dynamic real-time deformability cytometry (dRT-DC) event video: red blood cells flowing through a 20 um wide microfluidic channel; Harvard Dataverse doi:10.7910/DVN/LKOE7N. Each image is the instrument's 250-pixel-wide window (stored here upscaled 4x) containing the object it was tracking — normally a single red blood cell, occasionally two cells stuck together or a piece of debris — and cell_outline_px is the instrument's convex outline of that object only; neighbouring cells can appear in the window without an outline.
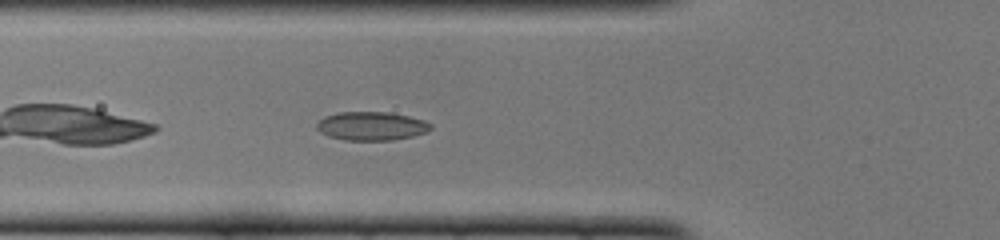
{"species": "common noctule bat (a hibernating species)", "species_latin": "Nyctalus noctula", "temperature_condition": "cold", "stored_images_in_passage": 36, "camera_frame_rate_fps": 3000, "um_per_image_px": 0.085, "animal": {"sex": "female", "body_mass_g": 22.0, "forearm_length_mm": 56.7}, "frame": {"image": 1, "passage_image": 4, "time_ms": 1.0, "image_size_px": [1000, 240], "cell_outline_px": [[432, 128], [428, 132], [412, 136], [392, 140], [344, 140], [328, 136], [320, 132], [316, 128], [316, 124], [324, 116], [340, 112], [388, 112], [408, 116], [424, 120], [432, 124]], "centroid_in_image_um": [31.58, 10.71], "position_along_channel_um": 94.2, "area_um2": 19.07}}
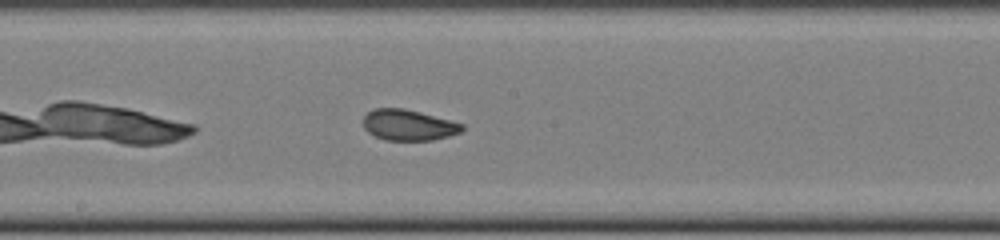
{"frame": {"image": 2, "passage_image": 13, "time_ms": 4.0, "image_size_px": [1000, 240], "cell_outline_px": [[464, 128], [460, 132], [448, 136], [432, 140], [384, 140], [368, 132], [364, 128], [364, 116], [368, 112], [376, 108], [404, 108], [420, 112], [464, 124]], "centroid_in_image_um": [34.71, 10.63], "position_along_channel_um": 213.5, "area_um2": 17.63}}
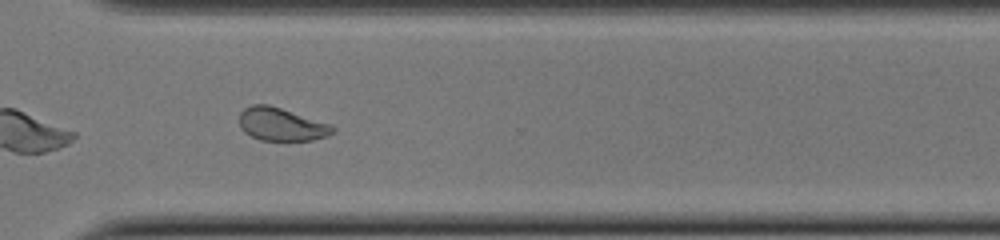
{"frame": {"image": 3, "passage_image": 23, "time_ms": 7.333, "image_size_px": [1000, 240], "cell_outline_px": [[336, 132], [328, 136], [312, 140], [260, 140], [244, 132], [240, 128], [240, 112], [244, 108], [252, 104], [268, 104], [332, 124], [336, 128]], "centroid_in_image_um": [23.95, 10.56], "position_along_channel_um": 346.7, "area_um2": 18.09}, "authors_computed_cell_mechanics": {"area_um2": 18.4671, "velocity_mm_per_s": 3.9799, "shape_relaxation_time_tau1_ms": 5.4789, "shape_relaxation_time_tau2_ms": 1.1383, "deformation_change_tau1": 0.127, "deformation_change_tau2": 0.0633}}